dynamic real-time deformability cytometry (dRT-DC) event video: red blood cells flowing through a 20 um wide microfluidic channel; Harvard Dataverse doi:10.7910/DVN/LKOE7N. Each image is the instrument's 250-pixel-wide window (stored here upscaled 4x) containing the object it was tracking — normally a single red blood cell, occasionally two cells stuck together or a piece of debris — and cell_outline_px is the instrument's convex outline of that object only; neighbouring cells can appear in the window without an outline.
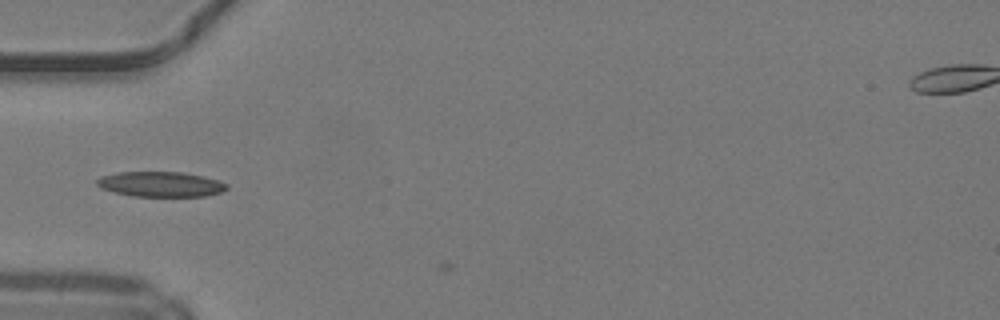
{"species": "common noctule bat (a hibernating species)", "species_latin": "Nyctalus noctula", "temperature_condition": "warm", "stored_images_in_passage": 3, "camera_frame_rate_fps": 3000, "um_per_image_px": 0.085, "animal": {"sex": "male", "body_mass_g": 19.2, "forearm_length_mm": 51.8}, "frame": {"image": 1, "passage_image": 2, "time_ms": 0.333, "image_size_px": [1000, 320], "cell_outline_px": [[228, 188], [220, 192], [204, 196], [132, 196], [100, 188], [96, 184], [96, 180], [100, 176], [116, 172], [180, 172], [204, 176], [228, 184]], "centroid_in_image_um": [13.62, 15.65], "position_along_channel_um": 71.4, "area_um2": 18.96}}